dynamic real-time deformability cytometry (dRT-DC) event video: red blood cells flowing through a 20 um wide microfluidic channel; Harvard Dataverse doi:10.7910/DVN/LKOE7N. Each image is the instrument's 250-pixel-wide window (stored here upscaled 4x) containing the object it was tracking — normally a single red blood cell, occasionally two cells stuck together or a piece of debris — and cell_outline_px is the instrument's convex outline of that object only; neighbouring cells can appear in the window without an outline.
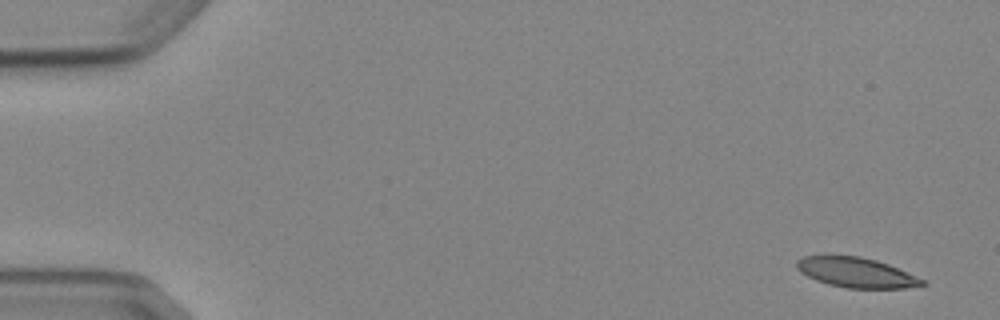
{"species": "Egyptian fruit bat (a non-hibernating species)", "species_latin": "Rousettus aegyptiacus", "temperature_condition": "cold", "stored_images_in_passage": 8, "camera_frame_rate_fps": 3000, "um_per_image_px": 0.085, "animal": {"sex": "female"}, "frame": {"image": 1, "passage_image": 1, "time_ms": 0.0, "image_size_px": [1000, 320], "cell_outline_px": [[928, 284], [904, 288], [848, 288], [828, 284], [816, 280], [800, 272], [796, 268], [796, 260], [804, 256], [860, 256], [876, 260], [888, 264], [924, 280]], "centroid_in_image_um": [72.76, 23.16], "position_along_channel_um": 12.2, "area_um2": 21.68}}
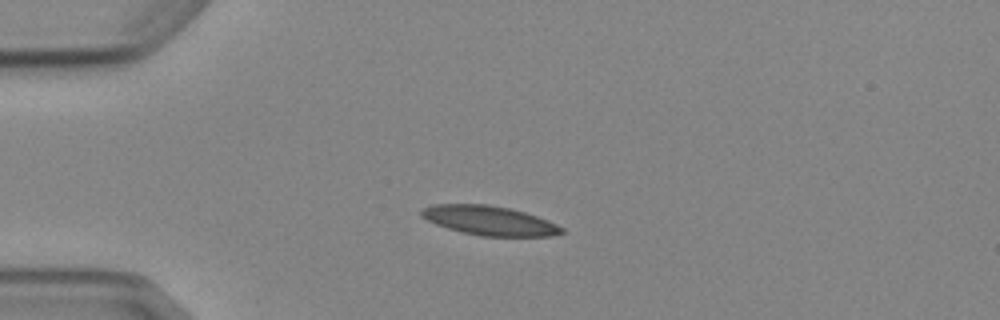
{"frame": {"image": 2, "passage_image": 4, "time_ms": 3.667, "image_size_px": [1000, 320], "cell_outline_px": [[564, 232], [552, 236], [480, 236], [460, 232], [436, 224], [420, 216], [420, 208], [432, 204], [488, 204], [508, 208], [524, 212], [548, 220], [564, 228]], "centroid_in_image_um": [41.56, 18.74], "position_along_channel_um": 43.4, "area_um2": 24.04}}
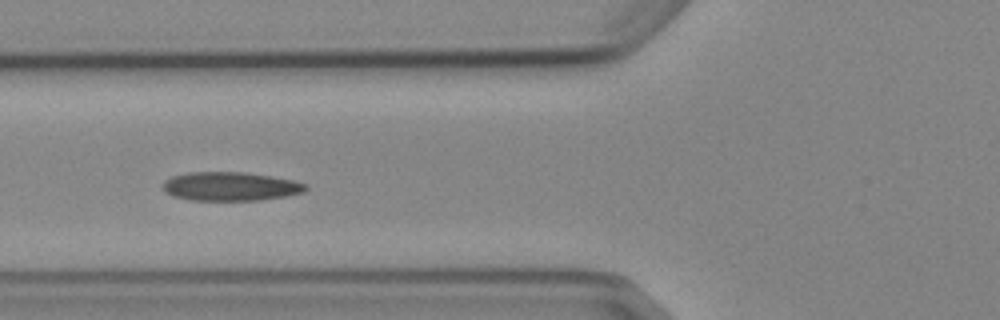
{"frame": {"image": 3, "passage_image": 6, "time_ms": 6.0, "image_size_px": [1000, 320], "cell_outline_px": [[308, 188], [304, 192], [284, 196], [260, 200], [188, 200], [172, 196], [164, 192], [160, 188], [164, 180], [172, 176], [188, 172], [244, 172], [272, 176], [292, 180], [308, 184]], "centroid_in_image_um": [19.53, 15.84], "position_along_channel_um": 106.3, "area_um2": 24.22}}